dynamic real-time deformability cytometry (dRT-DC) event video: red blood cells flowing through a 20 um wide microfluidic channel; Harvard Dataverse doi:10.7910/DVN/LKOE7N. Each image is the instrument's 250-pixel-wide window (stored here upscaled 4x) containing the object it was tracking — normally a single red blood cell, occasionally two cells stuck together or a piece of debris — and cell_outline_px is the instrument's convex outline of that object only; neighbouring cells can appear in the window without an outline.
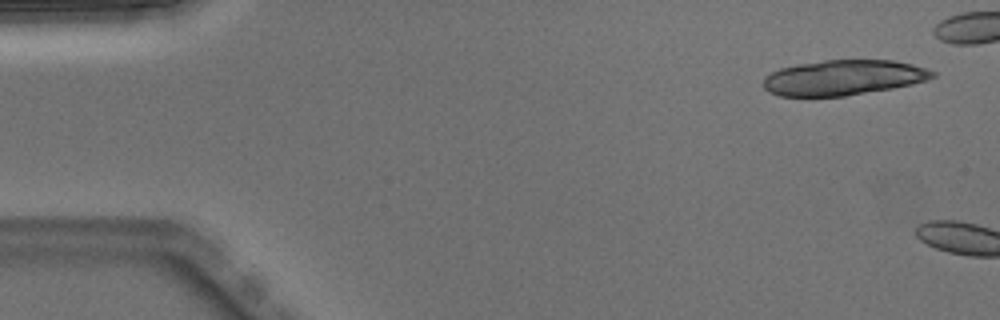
{"species": "Egyptian fruit bat (a non-hibernating species)", "species_latin": "Rousettus aegyptiacus", "temperature_condition": "warm", "stored_images_in_passage": 3, "camera_frame_rate_fps": 3000, "um_per_image_px": 0.085, "animal": {"sex": "male"}, "frame": {"image": 1, "passage_image": 1, "time_ms": 0.0, "image_size_px": [1000, 320], "cell_outline_px": [[936, 76], [928, 80], [912, 84], [892, 88], [844, 96], [780, 96], [768, 92], [764, 88], [764, 76], [780, 68], [796, 64], [824, 60], [892, 60], [912, 64], [936, 72]], "centroid_in_image_um": [71.68, 6.59], "position_along_channel_um": 13.3, "area_um2": 34.74}}